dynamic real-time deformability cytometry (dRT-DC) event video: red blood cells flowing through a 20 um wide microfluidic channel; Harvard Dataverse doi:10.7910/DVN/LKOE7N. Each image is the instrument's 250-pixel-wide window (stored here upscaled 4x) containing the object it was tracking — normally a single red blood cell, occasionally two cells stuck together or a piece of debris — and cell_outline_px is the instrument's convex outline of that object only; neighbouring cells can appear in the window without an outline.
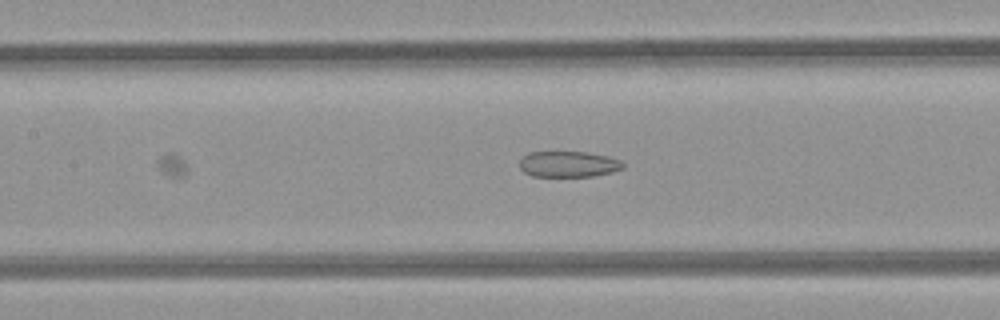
{"species": "common noctule bat (a hibernating species)", "species_latin": "Nyctalus noctula", "temperature_condition": "room temperature", "stored_images_in_passage": 17, "camera_frame_rate_fps": 3000, "um_per_image_px": 0.085, "animal": {"sex": "female", "body_mass_g": 21.9}, "frame": {"image": 1, "passage_image": 17, "time_ms": 5.333, "image_size_px": [1000, 320], "cell_outline_px": [[624, 168], [612, 172], [592, 176], [532, 176], [524, 172], [520, 168], [520, 160], [528, 152], [588, 152], [608, 156], [620, 160], [624, 164]], "centroid_in_image_um": [48.33, 13.95], "position_along_channel_um": 159.1, "area_um2": 15.61}}